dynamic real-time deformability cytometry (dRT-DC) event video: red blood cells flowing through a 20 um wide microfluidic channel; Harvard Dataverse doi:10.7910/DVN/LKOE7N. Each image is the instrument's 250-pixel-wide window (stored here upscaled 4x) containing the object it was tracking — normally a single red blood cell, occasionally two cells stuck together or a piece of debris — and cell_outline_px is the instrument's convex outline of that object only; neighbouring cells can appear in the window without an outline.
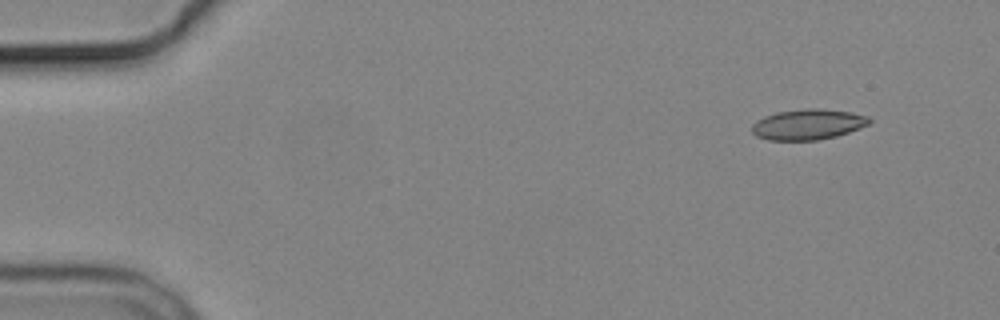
{"species": "common noctule bat (a hibernating species)", "species_latin": "Nyctalus noctula", "temperature_condition": "cold", "stored_images_in_passage": 7, "camera_frame_rate_fps": 3000, "um_per_image_px": 0.085, "animal": {"sex": "male", "body_mass_g": 19.2, "forearm_length_mm": 51.8}, "frame": {"image": 1, "passage_image": 1, "time_ms": 0.0, "image_size_px": [1000, 320], "cell_outline_px": [[872, 120], [868, 124], [848, 132], [836, 136], [816, 140], [768, 140], [756, 136], [752, 132], [752, 124], [756, 120], [764, 116], [776, 112], [804, 108], [820, 108], [852, 112], [868, 116]], "centroid_in_image_um": [68.65, 10.56], "position_along_channel_um": 16.3, "area_um2": 20.98}}
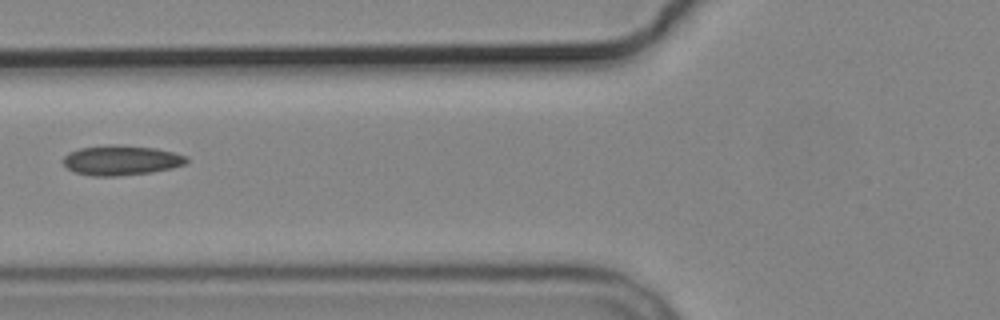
{"frame": {"image": 2, "passage_image": 6, "time_ms": 5.667, "image_size_px": [1000, 320], "cell_outline_px": [[188, 160], [184, 164], [172, 168], [152, 172], [120, 176], [92, 176], [76, 172], [68, 168], [64, 164], [64, 156], [68, 152], [80, 148], [112, 144], [116, 144], [156, 148], [188, 156]], "centroid_in_image_um": [10.31, 13.62], "position_along_channel_um": 115.5, "area_um2": 21.5}}
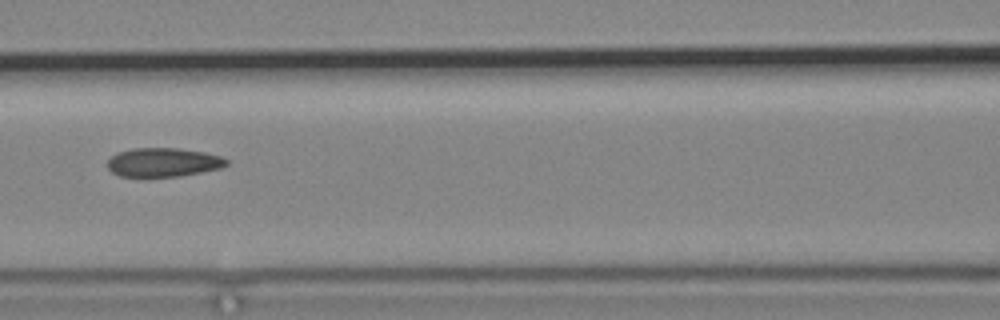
{"frame": {"image": 3, "passage_image": 7, "time_ms": 6.667, "image_size_px": [1000, 320], "cell_outline_px": [[228, 164], [220, 168], [180, 176], [120, 176], [112, 172], [108, 168], [108, 160], [116, 152], [132, 148], [176, 148], [204, 152], [220, 156], [228, 160]], "centroid_in_image_um": [13.86, 13.79], "position_along_channel_um": 152.7, "area_um2": 19.88}}